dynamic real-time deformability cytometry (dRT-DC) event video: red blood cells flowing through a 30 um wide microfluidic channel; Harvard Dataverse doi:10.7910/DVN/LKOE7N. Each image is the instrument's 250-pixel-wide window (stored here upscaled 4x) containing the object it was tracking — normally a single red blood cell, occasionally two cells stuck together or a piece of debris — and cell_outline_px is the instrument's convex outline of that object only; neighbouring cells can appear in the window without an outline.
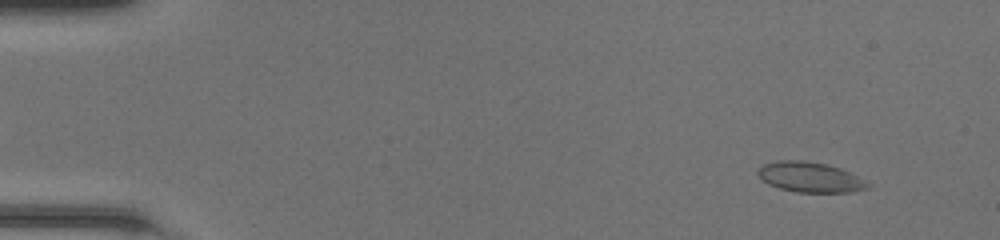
{"species": "common noctule bat (a hibernating species)", "species_latin": "Nyctalus noctula", "temperature_condition": "room temperature", "stored_images_in_passage": 47, "camera_frame_rate_fps": 3000, "um_per_image_px": 0.085, "animal": {"sex": "female", "body_mass_g": 20.0, "forearm_length_mm": 54.0}, "frame": {"image": 1, "passage_image": 2, "time_ms": 0.333, "image_size_px": [1000, 240], "cell_outline_px": [[868, 188], [852, 192], [796, 192], [780, 188], [768, 184], [756, 172], [764, 164], [780, 160], [800, 160], [828, 164], [840, 168], [856, 176], [868, 184]], "centroid_in_image_um": [68.83, 15.06], "position_along_channel_um": 16.2, "area_um2": 18.96}}
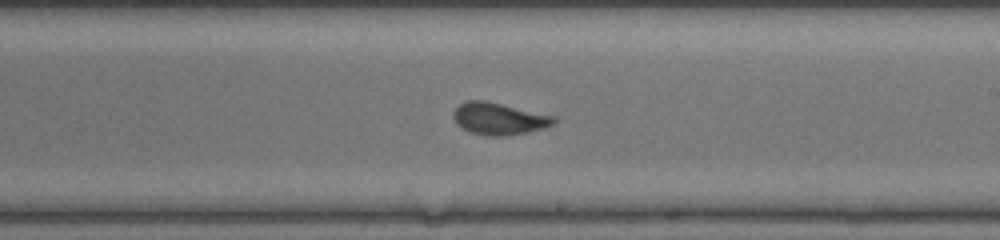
{"frame": {"image": 2, "passage_image": 27, "time_ms": 8.667, "image_size_px": [1000, 240], "cell_outline_px": [[556, 120], [552, 124], [544, 128], [504, 136], [488, 136], [472, 132], [456, 124], [452, 116], [452, 112], [460, 104], [468, 100], [484, 100], [556, 116]], "centroid_in_image_um": [42.39, 10.08], "position_along_channel_um": 246.6, "area_um2": 18.55}}
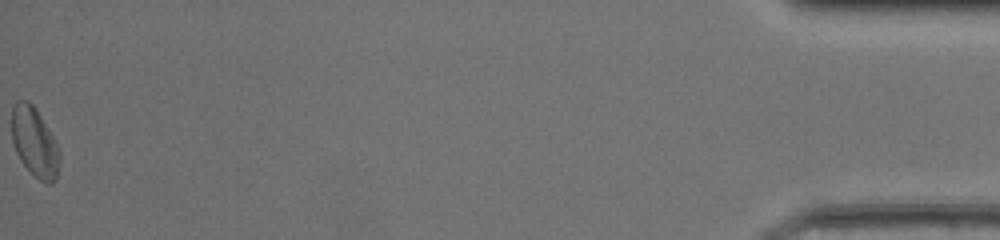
{"frame": {"image": 3, "passage_image": 47, "time_ms": 15.333, "image_size_px": [1000, 240], "cell_outline_px": [[60, 164], [56, 180], [52, 184], [48, 184], [40, 180], [20, 160], [16, 152], [12, 140], [12, 108], [16, 100], [28, 100], [36, 108], [52, 136], [60, 152]], "centroid_in_image_um": [2.94, 12.09], "position_along_channel_um": 432.3, "area_um2": 19.25}, "authors_computed_cell_mechanics": {"area_um2": 18.496, "velocity_mm_per_s": 4.2614, "shape_relaxation_time_tau1_ms": 4.0414, "shape_relaxation_time_tau2_ms": 0.8537, "deformation_change_tau1": 0.1158, "deformation_change_tau2": 0.0619}}